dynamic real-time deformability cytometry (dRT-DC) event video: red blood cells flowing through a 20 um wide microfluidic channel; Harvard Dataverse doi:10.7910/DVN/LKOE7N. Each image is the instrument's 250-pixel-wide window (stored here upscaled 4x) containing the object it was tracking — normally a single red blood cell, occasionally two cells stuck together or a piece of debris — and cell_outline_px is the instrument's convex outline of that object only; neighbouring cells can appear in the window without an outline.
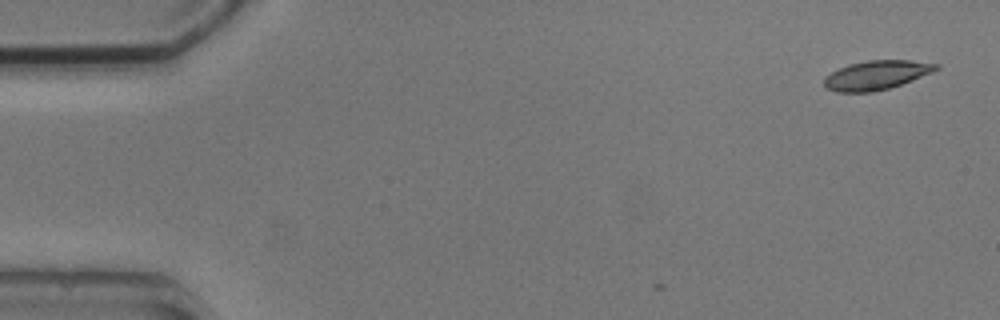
{"species": "common noctule bat (a hibernating species)", "species_latin": "Nyctalus noctula", "temperature_condition": "cold", "stored_images_in_passage": 3, "camera_frame_rate_fps": 3000, "um_per_image_px": 0.085, "animal": {"sex": "male", "body_mass_g": 20.5, "forearm_length_mm": 52.5}, "frame": {"image": 1, "passage_image": 1, "time_ms": 0.0, "image_size_px": [1000, 320], "cell_outline_px": [[940, 68], [932, 72], [912, 80], [888, 88], [872, 92], [836, 92], [828, 88], [824, 84], [824, 76], [848, 64], [868, 60], [912, 60], [940, 64]], "centroid_in_image_um": [74.51, 6.37], "position_along_channel_um": 10.5, "area_um2": 18.9}}